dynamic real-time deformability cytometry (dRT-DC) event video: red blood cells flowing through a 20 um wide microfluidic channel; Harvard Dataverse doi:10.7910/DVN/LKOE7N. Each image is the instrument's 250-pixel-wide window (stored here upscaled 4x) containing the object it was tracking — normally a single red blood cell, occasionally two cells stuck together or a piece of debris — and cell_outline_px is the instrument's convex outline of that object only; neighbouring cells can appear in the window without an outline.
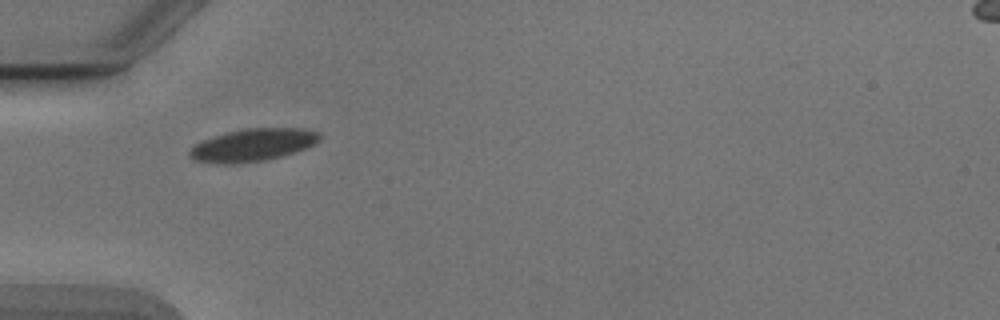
{"species": "Egyptian fruit bat (a non-hibernating species)", "species_latin": "Rousettus aegyptiacus", "temperature_condition": "cold", "stored_images_in_passage": 4, "camera_frame_rate_fps": 3000, "um_per_image_px": 0.085, "animal": {"sex": "male"}, "frame": {"image": 1, "passage_image": 1, "time_ms": 0.0, "image_size_px": [1000, 320], "cell_outline_px": [[320, 140], [304, 148], [280, 156], [264, 160], [196, 160], [188, 156], [188, 152], [196, 144], [204, 140], [228, 132], [248, 128], [304, 128], [320, 132]], "centroid_in_image_um": [21.6, 12.25], "position_along_channel_um": 63.4, "area_um2": 23.06}}